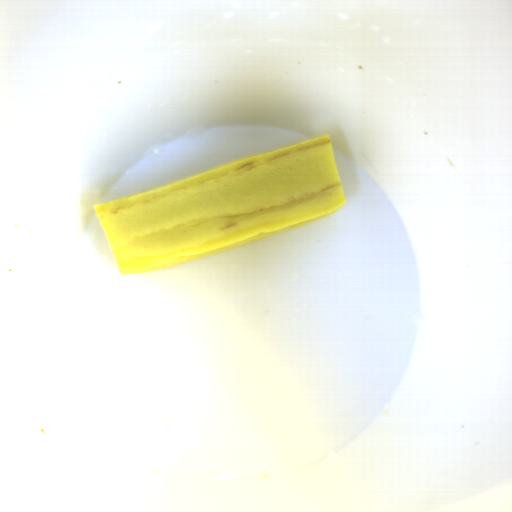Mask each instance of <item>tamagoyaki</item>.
Instances as JSON below:
<instances>
[{
	"label": "tamagoyaki",
	"mask_w": 512,
	"mask_h": 512,
	"mask_svg": "<svg viewBox=\"0 0 512 512\" xmlns=\"http://www.w3.org/2000/svg\"><path fill=\"white\" fill-rule=\"evenodd\" d=\"M345 203L332 139L323 134L92 209L126 276L228 251Z\"/></svg>",
	"instance_id": "obj_1"
}]
</instances>
